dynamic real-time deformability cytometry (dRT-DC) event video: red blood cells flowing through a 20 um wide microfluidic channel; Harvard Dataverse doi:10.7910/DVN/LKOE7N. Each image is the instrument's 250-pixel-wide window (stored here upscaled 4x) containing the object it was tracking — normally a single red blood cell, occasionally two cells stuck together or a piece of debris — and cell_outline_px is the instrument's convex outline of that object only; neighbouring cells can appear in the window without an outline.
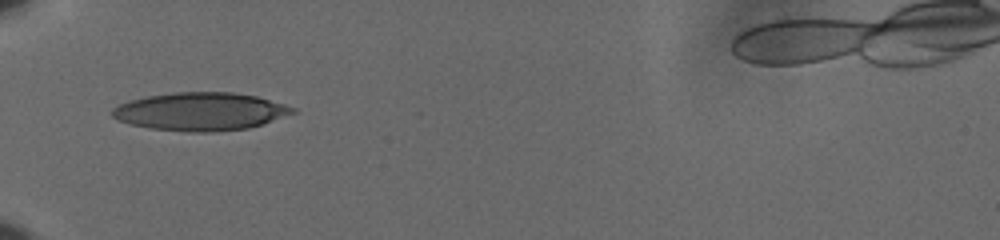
{"species": "human", "species_latin": "Homo sapiens", "temperature_condition": "cold", "stored_images_in_passage": 34, "camera_frame_rate_fps": 3000, "um_per_image_px": 0.085, "donor": {"sex": "male"}, "frame": {"image": 1, "passage_image": 1, "time_ms": 0.0, "image_size_px": [1000, 240], "cell_outline_px": [[296, 112], [248, 128], [212, 132], [188, 132], [152, 128], [128, 124], [112, 116], [112, 108], [120, 104], [132, 100], [148, 96], [172, 92], [232, 92], [256, 96], [284, 104], [296, 108]], "centroid_in_image_um": [17.03, 9.47], "position_along_channel_um": 68.0, "area_um2": 39.65}}
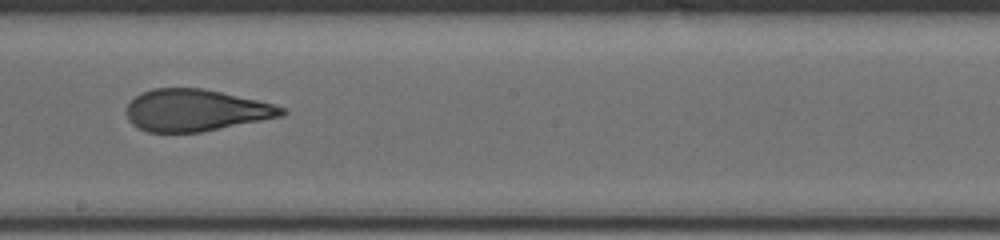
{"frame": {"image": 2, "passage_image": 15, "time_ms": 4.667, "image_size_px": [1000, 240], "cell_outline_px": [[288, 112], [284, 116], [200, 132], [148, 132], [132, 124], [128, 120], [124, 112], [128, 104], [136, 96], [152, 88], [200, 88], [220, 92], [256, 100], [272, 104], [284, 108]], "centroid_in_image_um": [16.61, 9.38], "position_along_channel_um": 231.6, "area_um2": 37.63}}
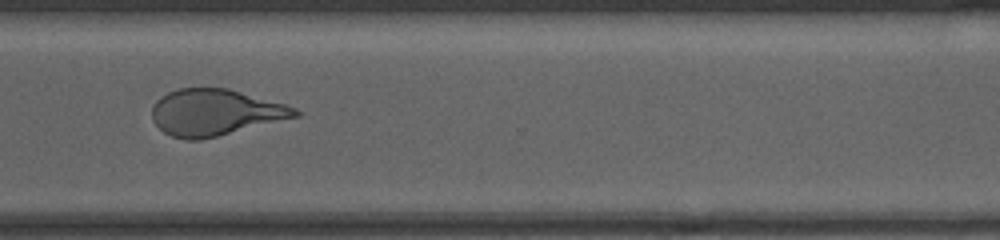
{"frame": {"image": 3, "passage_image": 25, "time_ms": 8.0, "image_size_px": [1000, 240], "cell_outline_px": [[300, 116], [200, 140], [184, 140], [172, 136], [164, 132], [152, 120], [152, 108], [156, 100], [160, 96], [176, 88], [228, 88], [284, 104], [296, 108], [300, 112]], "centroid_in_image_um": [18.26, 9.55], "position_along_channel_um": 352.3, "area_um2": 38.55}, "authors_computed_cell_mechanics": {"area_um2": 38.9572, "velocity_mm_per_s": 3.6483, "shape_relaxation_time_tau1_ms": 6.352, "shape_relaxation_time_tau2_ms": 1.5005, "deformation_change_tau1": 0.1992, "deformation_change_tau2": 0.1093}}